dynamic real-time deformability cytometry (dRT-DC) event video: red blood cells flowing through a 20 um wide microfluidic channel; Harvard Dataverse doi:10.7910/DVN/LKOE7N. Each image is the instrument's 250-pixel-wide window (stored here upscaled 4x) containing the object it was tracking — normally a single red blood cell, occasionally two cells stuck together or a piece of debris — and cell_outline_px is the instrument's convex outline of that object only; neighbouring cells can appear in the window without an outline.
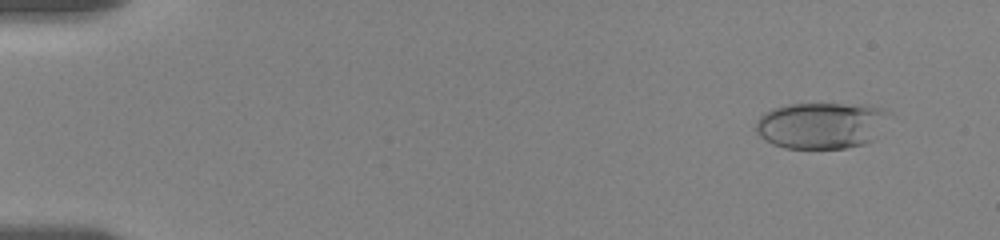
{"species": "human", "species_latin": "Homo sapiens", "temperature_condition": "room temperature", "stored_images_in_passage": 15, "camera_frame_rate_fps": 3000, "um_per_image_px": 0.085, "donor": {"sex": "female"}, "frame": {"image": 1, "passage_image": 2, "time_ms": 1.0, "image_size_px": [1000, 240], "cell_outline_px": [[888, 112], [872, 140], [864, 144], [848, 148], [784, 148], [772, 144], [760, 136], [756, 132], [756, 120], [764, 112], [772, 108], [788, 104], [868, 104], [884, 108]], "centroid_in_image_um": [69.74, 10.65], "position_along_channel_um": 15.3, "area_um2": 35.89}}
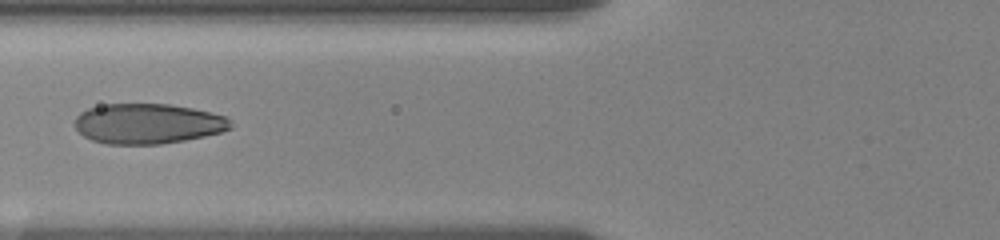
{"frame": {"image": 2, "passage_image": 11, "time_ms": 7.333, "image_size_px": [1000, 240], "cell_outline_px": [[232, 128], [220, 132], [204, 136], [184, 140], [160, 144], [104, 144], [92, 140], [84, 136], [76, 128], [76, 116], [80, 112], [88, 108], [104, 104], [168, 104], [192, 108], [212, 112], [228, 116], [232, 124]], "centroid_in_image_um": [12.58, 10.51], "position_along_channel_um": 113.2, "area_um2": 36.59}}
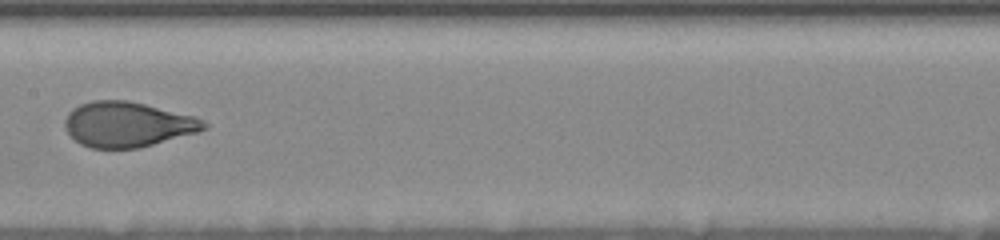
{"frame": {"image": 3, "passage_image": 14, "time_ms": 9.667, "image_size_px": [1000, 240], "cell_outline_px": [[208, 128], [196, 132], [140, 148], [92, 148], [80, 144], [64, 128], [64, 120], [68, 112], [72, 108], [80, 104], [92, 100], [128, 100], [196, 116], [204, 120], [208, 124]], "centroid_in_image_um": [10.83, 10.56], "position_along_channel_um": 196.6, "area_um2": 36.7}}